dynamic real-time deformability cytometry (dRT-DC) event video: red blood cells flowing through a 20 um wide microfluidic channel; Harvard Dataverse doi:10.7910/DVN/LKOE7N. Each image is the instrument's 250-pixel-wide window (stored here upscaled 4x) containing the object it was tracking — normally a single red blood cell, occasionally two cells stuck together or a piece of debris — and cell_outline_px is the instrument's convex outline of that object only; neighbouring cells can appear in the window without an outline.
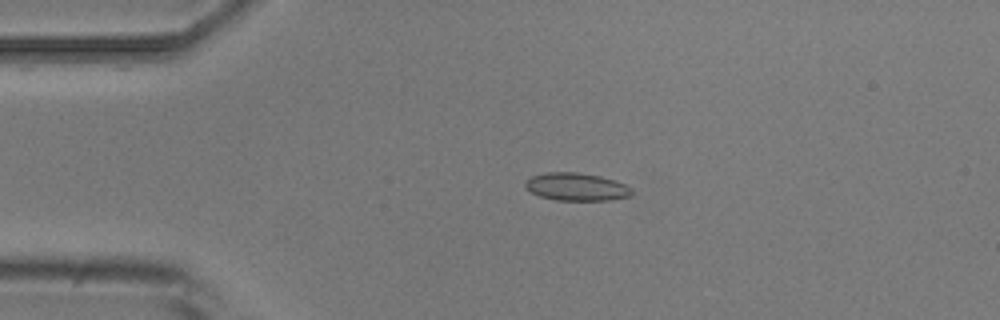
{"species": "common noctule bat (a hibernating species)", "species_latin": "Nyctalus noctula", "temperature_condition": "room temperature", "stored_images_in_passage": 4, "camera_frame_rate_fps": 3000, "um_per_image_px": 0.085, "animal": {"sex": "male", "body_mass_g": 20.5, "forearm_length_mm": 52.5}, "frame": {"image": 1, "passage_image": 4, "time_ms": 3.667, "image_size_px": [1000, 320], "cell_outline_px": [[632, 192], [628, 196], [612, 200], [556, 200], [540, 196], [524, 188], [524, 184], [532, 176], [548, 172], [576, 172], [600, 176], [616, 180], [632, 188]], "centroid_in_image_um": [49.0, 15.88], "position_along_channel_um": 36.0, "area_um2": 17.17}}